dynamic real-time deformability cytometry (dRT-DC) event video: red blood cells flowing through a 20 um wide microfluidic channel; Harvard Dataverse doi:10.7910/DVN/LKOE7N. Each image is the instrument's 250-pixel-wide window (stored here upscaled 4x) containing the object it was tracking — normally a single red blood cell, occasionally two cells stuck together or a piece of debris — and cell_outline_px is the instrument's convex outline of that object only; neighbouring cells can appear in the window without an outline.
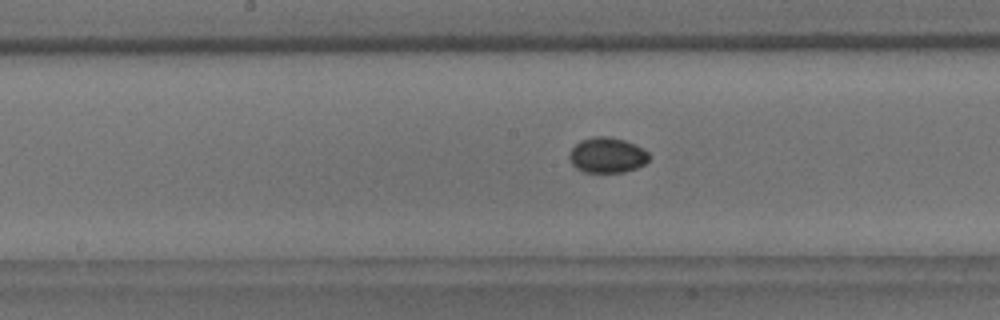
{"species": "common noctule bat (a hibernating species)", "species_latin": "Nyctalus noctula", "temperature_condition": "room temperature", "stored_images_in_passage": 36, "camera_frame_rate_fps": 3000, "um_per_image_px": 0.085, "animal": {"sex": "male", "body_mass_g": 18.8}, "frame": {"image": 1, "passage_image": 12, "time_ms": 3.667, "image_size_px": [1000, 320], "cell_outline_px": [[648, 160], [644, 164], [636, 168], [624, 172], [584, 172], [576, 168], [572, 164], [568, 156], [572, 148], [580, 140], [592, 136], [608, 136], [624, 140], [636, 144], [644, 148], [648, 152]], "centroid_in_image_um": [51.6, 13.18], "position_along_channel_um": 196.6, "area_um2": 16.53}}
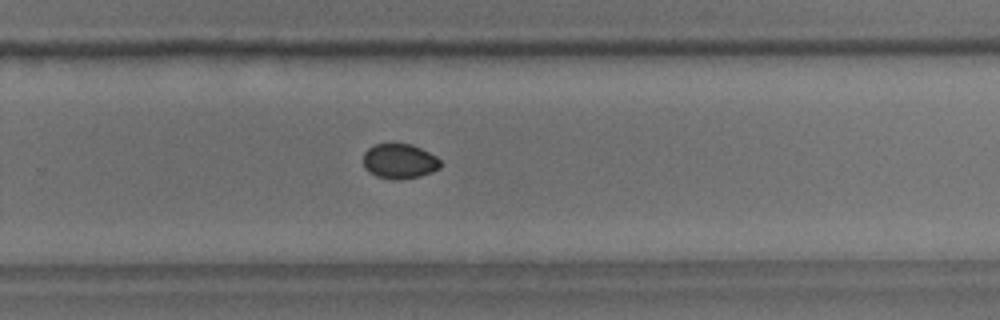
{"frame": {"image": 2, "passage_image": 20, "time_ms": 6.333, "image_size_px": [1000, 320], "cell_outline_px": [[440, 168], [432, 172], [420, 176], [400, 180], [392, 180], [376, 176], [368, 172], [364, 168], [364, 152], [368, 148], [376, 144], [412, 144], [436, 156], [440, 160]], "centroid_in_image_um": [33.94, 13.72], "position_along_channel_um": 295.9, "area_um2": 15.78}}
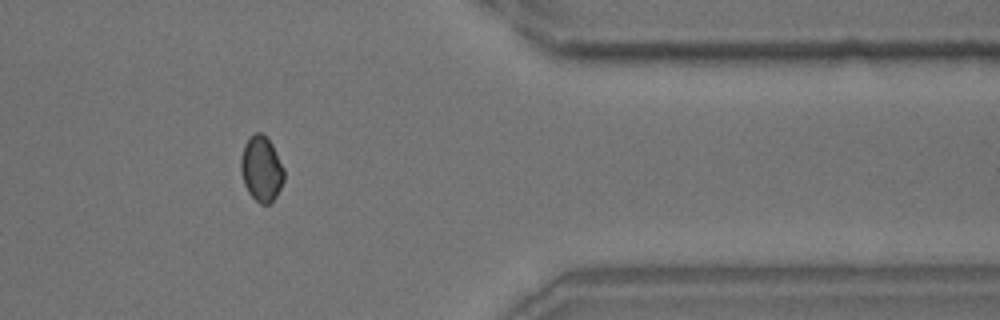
{"frame": {"image": 3, "passage_image": 29, "time_ms": 9.333, "image_size_px": [1000, 320], "cell_outline_px": [[284, 180], [276, 196], [268, 204], [260, 204], [248, 192], [244, 184], [240, 172], [240, 160], [244, 144], [256, 132], [260, 132], [272, 144], [284, 168]], "centroid_in_image_um": [22.21, 14.36], "position_along_channel_um": 389.2, "area_um2": 16.3}}